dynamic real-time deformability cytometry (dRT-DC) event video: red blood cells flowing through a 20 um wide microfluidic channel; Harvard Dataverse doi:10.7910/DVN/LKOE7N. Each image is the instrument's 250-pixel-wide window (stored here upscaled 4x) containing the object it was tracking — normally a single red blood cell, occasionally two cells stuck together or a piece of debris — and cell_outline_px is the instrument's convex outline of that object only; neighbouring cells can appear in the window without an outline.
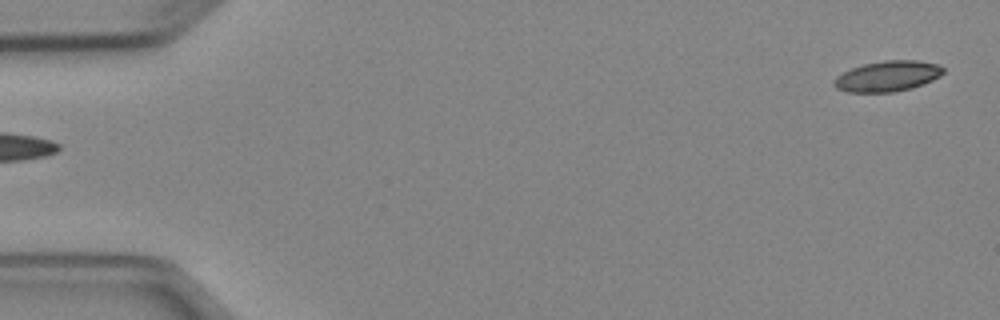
{"species": "Egyptian fruit bat (a non-hibernating species)", "species_latin": "Rousettus aegyptiacus", "temperature_condition": "cold", "stored_images_in_passage": 5, "segment_of_instrument_passage": [2, 2], "camera_frame_rate_fps": 3000, "um_per_image_px": 0.085, "animal": {"sex": "female"}, "frame": {"image": 1, "passage_image": 5, "time_ms": 5.667, "image_size_px": [1000, 320], "cell_outline_px": [[944, 72], [940, 76], [932, 80], [912, 88], [892, 92], [848, 92], [836, 88], [832, 84], [832, 80], [836, 76], [852, 68], [864, 64], [884, 60], [916, 60], [940, 64], [944, 68]], "centroid_in_image_um": [75.44, 6.47], "position_along_channel_um": 9.6, "area_um2": 19.54}}